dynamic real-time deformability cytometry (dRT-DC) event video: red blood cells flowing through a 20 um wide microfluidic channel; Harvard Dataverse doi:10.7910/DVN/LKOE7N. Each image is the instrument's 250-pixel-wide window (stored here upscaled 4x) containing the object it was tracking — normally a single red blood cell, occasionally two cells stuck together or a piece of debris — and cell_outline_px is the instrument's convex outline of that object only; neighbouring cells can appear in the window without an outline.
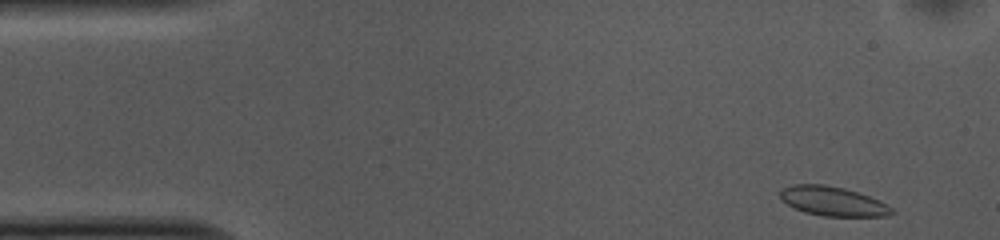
{"species": "common noctule bat (a hibernating species)", "species_latin": "Nyctalus noctula", "temperature_condition": "cold", "stored_images_in_passage": 6, "camera_frame_rate_fps": 3000, "um_per_image_px": 0.085, "animal": {"sex": "female", "body_mass_g": 10.0, "forearm_length_mm": 53.1}, "frame": {"image": 1, "passage_image": 1, "time_ms": 0.0, "image_size_px": [1000, 240], "cell_outline_px": [[896, 212], [888, 216], [820, 216], [804, 212], [788, 204], [780, 196], [780, 192], [784, 188], [796, 184], [824, 184], [844, 188], [868, 196], [892, 208]], "centroid_in_image_um": [70.79, 17.11], "position_along_channel_um": 14.2, "area_um2": 18.73}}